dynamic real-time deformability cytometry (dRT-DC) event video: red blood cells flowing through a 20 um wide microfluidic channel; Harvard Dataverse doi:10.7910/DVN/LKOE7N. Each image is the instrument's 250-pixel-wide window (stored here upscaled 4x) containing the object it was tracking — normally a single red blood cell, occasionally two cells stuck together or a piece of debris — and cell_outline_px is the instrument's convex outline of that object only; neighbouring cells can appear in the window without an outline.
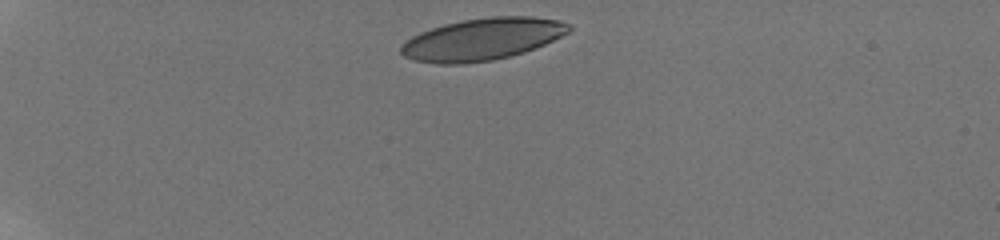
{"species": "human", "species_latin": "Homo sapiens", "temperature_condition": "room temperature", "stored_images_in_passage": 9, "camera_frame_rate_fps": 3000, "um_per_image_px": 0.085, "donor": {"sex": "male"}, "frame": {"image": 1, "passage_image": 1, "time_ms": 0.0, "image_size_px": [1000, 240], "cell_outline_px": [[572, 28], [568, 32], [544, 44], [524, 52], [492, 60], [464, 64], [436, 64], [412, 60], [404, 56], [400, 52], [400, 48], [412, 36], [420, 32], [444, 24], [464, 20], [492, 16], [532, 16], [560, 20], [572, 24]], "centroid_in_image_um": [41.0, 3.33], "position_along_channel_um": 44.0, "area_um2": 41.04}}
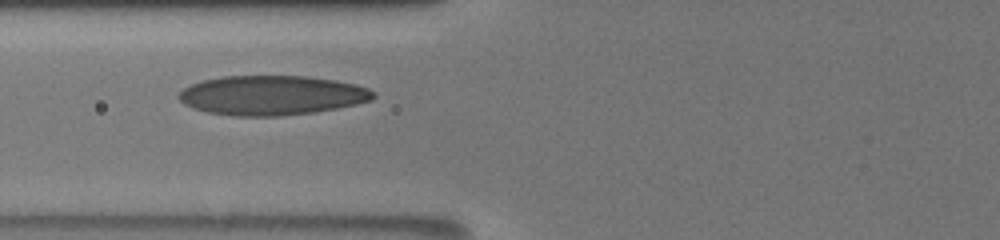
{"frame": {"image": 2, "passage_image": 6, "time_ms": 3.333, "image_size_px": [1000, 240], "cell_outline_px": [[376, 96], [372, 100], [356, 104], [316, 112], [280, 116], [232, 116], [208, 112], [192, 108], [184, 104], [176, 96], [184, 88], [192, 84], [204, 80], [220, 76], [308, 76], [356, 84], [368, 88]], "centroid_in_image_um": [23.09, 8.1], "position_along_channel_um": 102.7, "area_um2": 44.85}}